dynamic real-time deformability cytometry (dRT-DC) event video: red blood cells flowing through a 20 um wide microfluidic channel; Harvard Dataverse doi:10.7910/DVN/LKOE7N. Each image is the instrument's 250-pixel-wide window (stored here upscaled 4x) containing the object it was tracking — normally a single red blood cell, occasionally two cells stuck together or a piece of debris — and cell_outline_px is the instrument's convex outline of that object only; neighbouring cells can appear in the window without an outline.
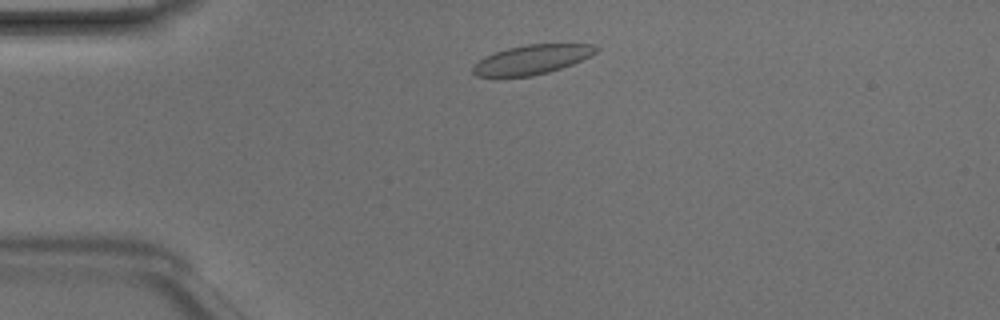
{"species": "Egyptian fruit bat (a non-hibernating species)", "species_latin": "Rousettus aegyptiacus", "temperature_condition": "room temperature", "stored_images_in_passage": 42, "camera_frame_rate_fps": 3000, "um_per_image_px": 0.085, "animal": {"sex": "male"}, "frame": {"image": 1, "passage_image": 5, "time_ms": 1.333, "image_size_px": [1000, 320], "cell_outline_px": [[600, 48], [596, 52], [572, 64], [548, 72], [532, 76], [476, 76], [472, 72], [472, 68], [484, 56], [508, 48], [528, 44], [596, 44]], "centroid_in_image_um": [45.22, 5.05], "position_along_channel_um": 39.8, "area_um2": 20.75}}
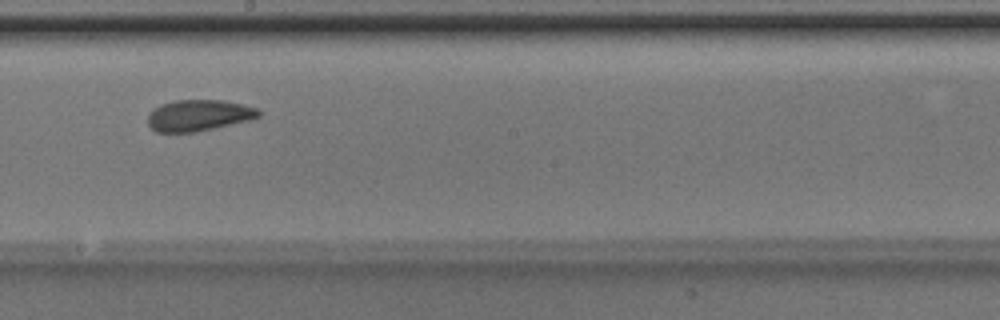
{"frame": {"image": 2, "passage_image": 21, "time_ms": 6.667, "image_size_px": [1000, 320], "cell_outline_px": [[260, 116], [252, 120], [196, 132], [156, 132], [148, 124], [148, 116], [160, 104], [176, 100], [220, 100], [240, 104], [256, 108], [260, 112]], "centroid_in_image_um": [16.9, 9.81], "position_along_channel_um": 231.3, "area_um2": 20.06}}
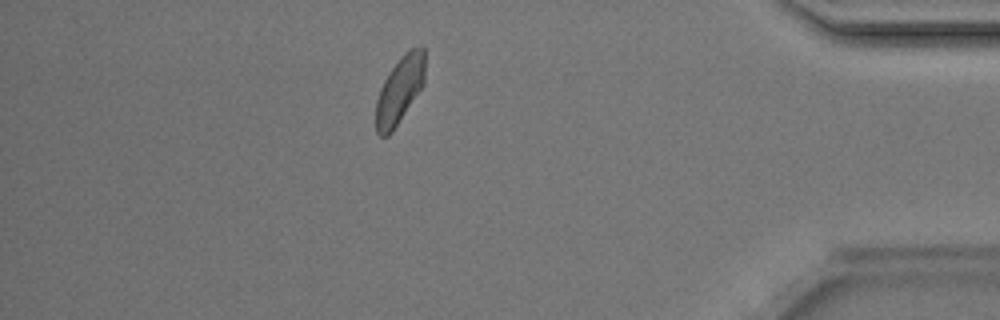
{"frame": {"image": 3, "passage_image": 36, "time_ms": 11.667, "image_size_px": [1000, 320], "cell_outline_px": [[424, 84], [392, 132], [388, 136], [380, 136], [376, 132], [376, 100], [380, 88], [384, 80], [400, 56], [408, 48], [424, 48]], "centroid_in_image_um": [33.96, 7.66], "position_along_channel_um": 401.2, "area_um2": 19.02}, "authors_computed_cell_mechanics": {"area_um2": 20.1433, "velocity_mm_per_s": 4.1697, "shape_relaxation_time_tau1_ms": 4.5625, "shape_relaxation_time_tau2_ms": 1.9019, "deformation_change_tau1": 0.0946, "deformation_change_tau2": 0.0707}}